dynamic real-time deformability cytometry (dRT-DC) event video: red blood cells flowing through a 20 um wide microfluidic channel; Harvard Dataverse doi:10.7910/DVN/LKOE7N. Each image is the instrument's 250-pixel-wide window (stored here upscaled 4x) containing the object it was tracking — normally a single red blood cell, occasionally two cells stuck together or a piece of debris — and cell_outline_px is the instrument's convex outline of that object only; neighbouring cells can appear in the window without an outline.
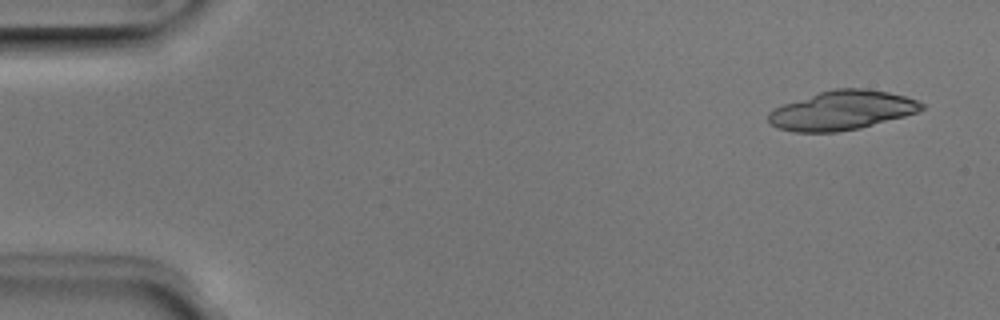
{"species": "Egyptian fruit bat (a non-hibernating species)", "species_latin": "Rousettus aegyptiacus", "temperature_condition": "room temperature", "stored_images_in_passage": 6, "camera_frame_rate_fps": 3000, "um_per_image_px": 0.085, "animal": {"sex": "male"}, "frame": {"image": 1, "passage_image": 1, "time_ms": 0.0, "image_size_px": [1000, 320], "cell_outline_px": [[924, 108], [916, 112], [904, 116], [860, 128], [836, 132], [792, 132], [776, 128], [768, 120], [768, 112], [784, 104], [820, 92], [836, 88], [864, 88], [888, 92], [904, 96], [916, 100], [924, 104]], "centroid_in_image_um": [71.55, 9.39], "position_along_channel_um": 13.4, "area_um2": 34.68}}
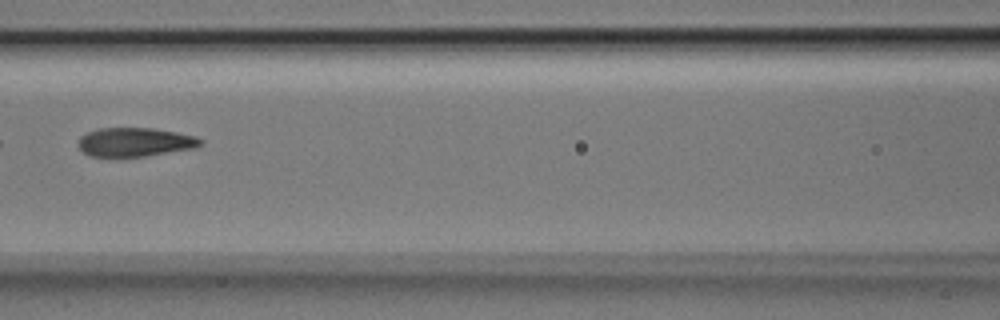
{"frame": {"image": 2, "passage_image": 5, "time_ms": 1.333, "image_size_px": [1000, 320], "cell_outline_px": [[204, 144], [196, 148], [144, 156], [112, 160], [88, 156], [80, 148], [80, 136], [88, 132], [100, 128], [152, 128], [176, 132], [196, 136], [204, 140]], "centroid_in_image_um": [11.47, 12.12], "position_along_channel_um": 155.1, "area_um2": 21.27}}
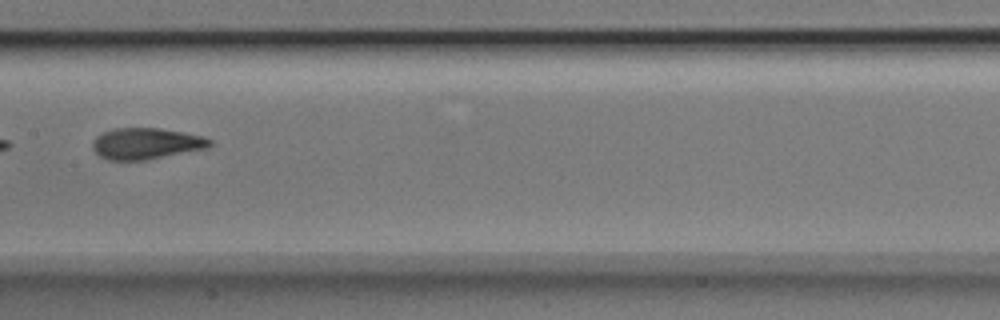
{"frame": {"image": 3, "passage_image": 6, "time_ms": 1.667, "image_size_px": [1000, 320], "cell_outline_px": [[212, 144], [208, 148], [148, 160], [108, 160], [100, 156], [92, 148], [92, 140], [96, 136], [112, 128], [160, 128], [184, 132], [204, 136], [212, 140]], "centroid_in_image_um": [12.44, 12.2], "position_along_channel_um": 195.0, "area_um2": 21.62}}